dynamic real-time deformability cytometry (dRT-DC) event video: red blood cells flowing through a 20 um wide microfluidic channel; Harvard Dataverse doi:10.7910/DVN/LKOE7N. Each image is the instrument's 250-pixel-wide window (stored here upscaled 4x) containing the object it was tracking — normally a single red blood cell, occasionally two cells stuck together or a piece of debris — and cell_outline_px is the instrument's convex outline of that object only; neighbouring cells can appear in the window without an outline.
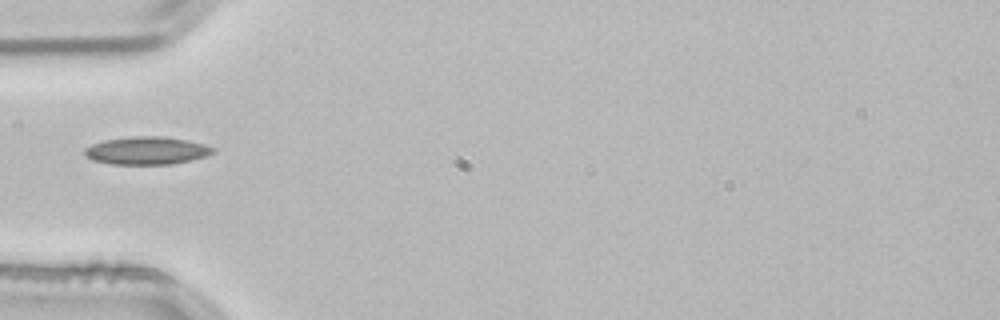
{"species": "common noctule bat (a hibernating species)", "species_latin": "Nyctalus noctula", "temperature_condition": "room temperature", "stored_images_in_passage": 1, "camera_frame_rate_fps": 3000, "um_per_image_px": 0.085, "animal": {"sex": "male", "body_mass_g": 21.5, "forearm_length_mm": 52.0}, "frame": {"image": 1, "passage_image": 1, "time_ms": 0.0, "image_size_px": [1000, 320], "cell_outline_px": [[216, 152], [204, 156], [172, 164], [112, 164], [92, 160], [84, 156], [84, 148], [92, 144], [104, 140], [132, 136], [160, 136], [188, 140], [204, 144], [216, 148]], "centroid_in_image_um": [12.45, 12.79], "position_along_channel_um": 72.6, "area_um2": 20.81}}